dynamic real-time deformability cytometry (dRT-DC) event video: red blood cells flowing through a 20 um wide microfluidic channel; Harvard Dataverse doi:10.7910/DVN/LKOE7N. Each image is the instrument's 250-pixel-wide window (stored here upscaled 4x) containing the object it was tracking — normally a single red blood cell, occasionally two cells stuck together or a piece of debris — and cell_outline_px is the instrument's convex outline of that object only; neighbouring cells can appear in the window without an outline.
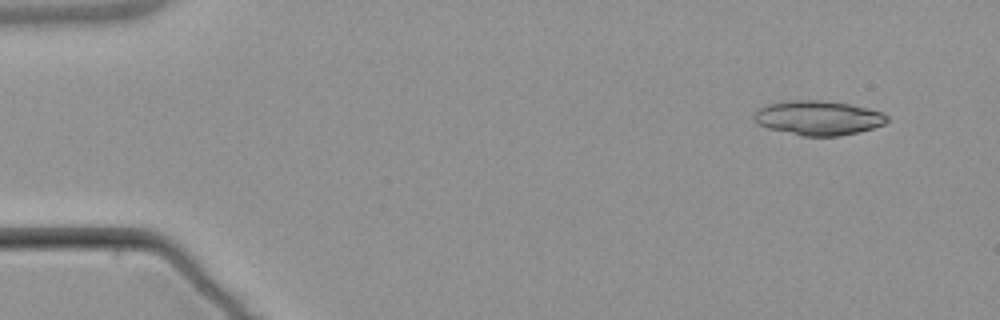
{"species": "common noctule bat (a hibernating species)", "species_latin": "Nyctalus noctula", "temperature_condition": "warm", "stored_images_in_passage": 4, "camera_frame_rate_fps": 3000, "um_per_image_px": 0.085, "animal": {"sex": "male", "body_mass_g": 21.5, "forearm_length_mm": 52.0}, "frame": {"image": 1, "passage_image": 1, "time_ms": 0.0, "image_size_px": [1000, 320], "cell_outline_px": [[888, 120], [884, 124], [860, 132], [840, 136], [804, 136], [768, 128], [756, 124], [752, 116], [764, 104], [788, 100], [820, 100], [848, 104], [868, 108], [884, 112], [888, 116]], "centroid_in_image_um": [69.54, 10.02], "position_along_channel_um": 15.5, "area_um2": 26.88}}
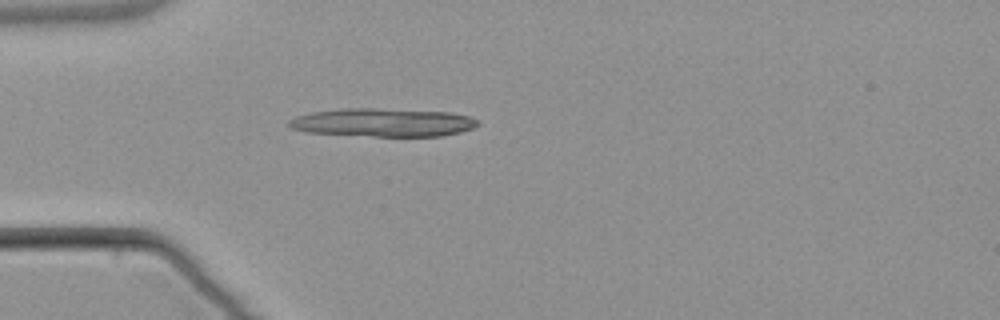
{"frame": {"image": 2, "passage_image": 4, "time_ms": 3.667, "image_size_px": [1000, 320], "cell_outline_px": [[480, 124], [472, 128], [460, 132], [440, 136], [372, 136], [308, 132], [292, 128], [288, 124], [288, 120], [296, 116], [312, 112], [340, 108], [372, 108], [452, 112], [468, 116], [480, 120]], "centroid_in_image_um": [32.57, 10.4], "position_along_channel_um": 52.4, "area_um2": 31.15}}